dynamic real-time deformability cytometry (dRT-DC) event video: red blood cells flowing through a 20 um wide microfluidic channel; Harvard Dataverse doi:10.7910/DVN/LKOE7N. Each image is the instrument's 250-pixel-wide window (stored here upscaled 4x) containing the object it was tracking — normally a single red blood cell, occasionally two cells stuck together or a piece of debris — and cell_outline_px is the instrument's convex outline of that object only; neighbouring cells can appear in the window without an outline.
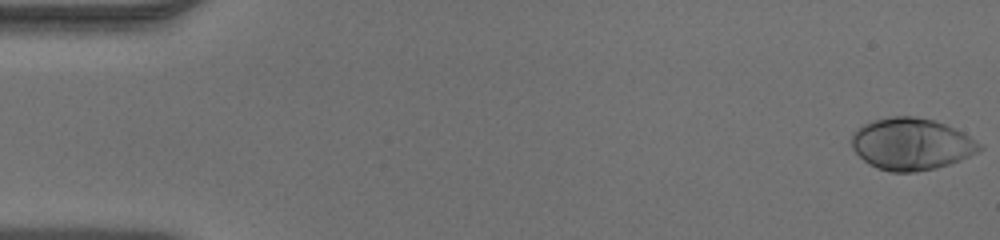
{"species": "human", "species_latin": "Homo sapiens", "temperature_condition": "warm", "stored_images_in_passage": 50, "camera_frame_rate_fps": 3000, "um_per_image_px": 0.085, "donor": {"sex": "male"}, "frame": {"image": 1, "passage_image": 1, "time_ms": 0.0, "image_size_px": [1000, 240], "cell_outline_px": [[984, 148], [960, 160], [936, 168], [916, 172], [888, 172], [876, 168], [868, 164], [852, 148], [852, 132], [864, 124], [872, 120], [892, 116], [912, 116], [936, 120], [964, 132], [980, 144]], "centroid_in_image_um": [77.45, 12.24], "position_along_channel_um": 7.5, "area_um2": 38.78}}
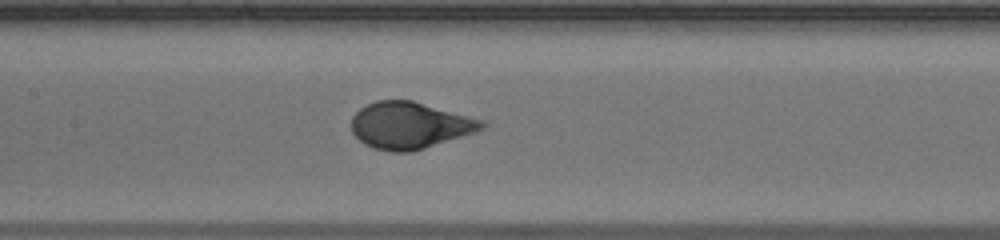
{"frame": {"image": 2, "passage_image": 24, "time_ms": 7.667, "image_size_px": [1000, 240], "cell_outline_px": [[488, 124], [484, 128], [476, 132], [412, 152], [392, 152], [372, 148], [364, 144], [352, 132], [352, 116], [360, 108], [376, 100], [412, 100], [484, 120]], "centroid_in_image_um": [34.84, 10.66], "position_along_channel_um": 172.6, "area_um2": 35.6}}
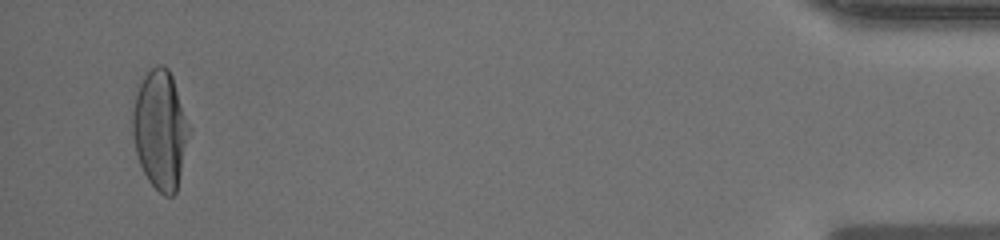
{"frame": {"image": 3, "passage_image": 48, "time_ms": 15.667, "image_size_px": [1000, 240], "cell_outline_px": [[192, 128], [176, 192], [172, 196], [164, 196], [148, 180], [140, 164], [136, 152], [132, 132], [132, 112], [136, 92], [144, 76], [156, 64], [164, 64], [168, 68], [172, 76]], "centroid_in_image_um": [13.64, 11.01], "position_along_channel_um": 421.6, "area_um2": 39.48}}